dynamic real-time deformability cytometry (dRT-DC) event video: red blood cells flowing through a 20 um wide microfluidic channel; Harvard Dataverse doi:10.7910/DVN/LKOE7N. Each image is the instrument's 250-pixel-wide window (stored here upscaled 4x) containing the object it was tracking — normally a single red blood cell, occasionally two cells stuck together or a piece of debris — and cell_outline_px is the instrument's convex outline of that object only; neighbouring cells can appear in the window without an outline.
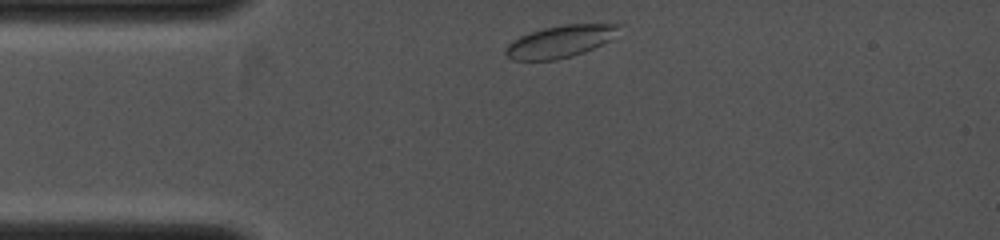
{"species": "common noctule bat (a hibernating species)", "species_latin": "Nyctalus noctula", "temperature_condition": "cold", "stored_images_in_passage": 6, "camera_frame_rate_fps": 4000, "um_per_image_px": 0.085, "animal": {"sex": "female", "body_mass_g": 19.0, "forearm_length_mm": 53.3}, "frame": {"image": 1, "passage_image": 1, "time_ms": 0.0, "image_size_px": [1000, 240], "cell_outline_px": [[624, 24], [608, 40], [584, 52], [572, 56], [556, 60], [512, 60], [504, 52], [504, 48], [512, 40], [520, 36], [544, 28], [564, 24]], "centroid_in_image_um": [47.56, 3.53], "position_along_channel_um": 37.4, "area_um2": 20.92}}
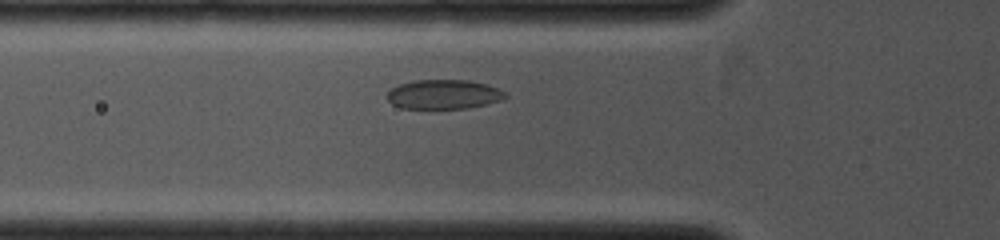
{"frame": {"image": 2, "passage_image": 4, "time_ms": 1.5, "image_size_px": [1000, 240], "cell_outline_px": [[508, 96], [504, 100], [468, 108], [400, 108], [392, 104], [388, 100], [388, 92], [392, 88], [400, 84], [412, 80], [468, 80], [488, 84], [504, 92]], "centroid_in_image_um": [37.73, 8.02], "position_along_channel_um": 88.1, "area_um2": 20.23}}
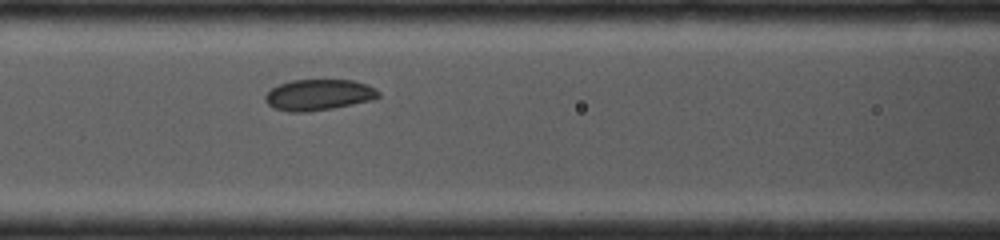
{"frame": {"image": 3, "passage_image": 6, "time_ms": 2.5, "image_size_px": [1000, 240], "cell_outline_px": [[380, 96], [376, 100], [332, 108], [308, 112], [288, 112], [272, 108], [264, 100], [264, 96], [272, 88], [280, 84], [292, 80], [352, 80], [368, 84], [380, 92]], "centroid_in_image_um": [27.11, 8.07], "position_along_channel_um": 139.5, "area_um2": 20.69}}